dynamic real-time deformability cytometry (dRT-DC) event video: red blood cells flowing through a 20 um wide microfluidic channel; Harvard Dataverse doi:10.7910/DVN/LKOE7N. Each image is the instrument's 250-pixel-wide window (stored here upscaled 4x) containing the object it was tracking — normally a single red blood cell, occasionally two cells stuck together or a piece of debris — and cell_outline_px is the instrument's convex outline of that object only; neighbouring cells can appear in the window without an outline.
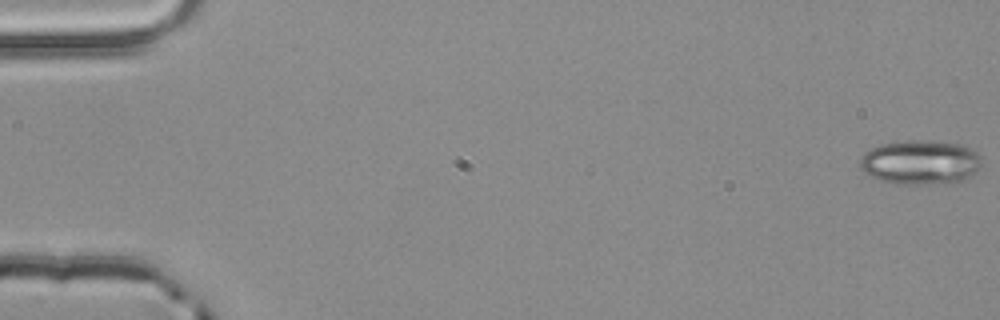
{"species": "common noctule bat (a hibernating species)", "species_latin": "Nyctalus noctula", "temperature_condition": "room temperature", "stored_images_in_passage": 5, "camera_frame_rate_fps": 3000, "um_per_image_px": 0.085, "animal": {"sex": "male", "body_mass_g": 20.4}, "frame": {"image": 1, "passage_image": 1, "time_ms": 0.0, "image_size_px": [1000, 320], "cell_outline_px": [[980, 164], [976, 172], [964, 180], [916, 184], [900, 184], [880, 180], [864, 172], [860, 168], [860, 156], [864, 152], [880, 144], [904, 140], [924, 140], [964, 144], [976, 152], [980, 156]], "centroid_in_image_um": [78.2, 13.77], "position_along_channel_um": 6.8, "area_um2": 31.33}}